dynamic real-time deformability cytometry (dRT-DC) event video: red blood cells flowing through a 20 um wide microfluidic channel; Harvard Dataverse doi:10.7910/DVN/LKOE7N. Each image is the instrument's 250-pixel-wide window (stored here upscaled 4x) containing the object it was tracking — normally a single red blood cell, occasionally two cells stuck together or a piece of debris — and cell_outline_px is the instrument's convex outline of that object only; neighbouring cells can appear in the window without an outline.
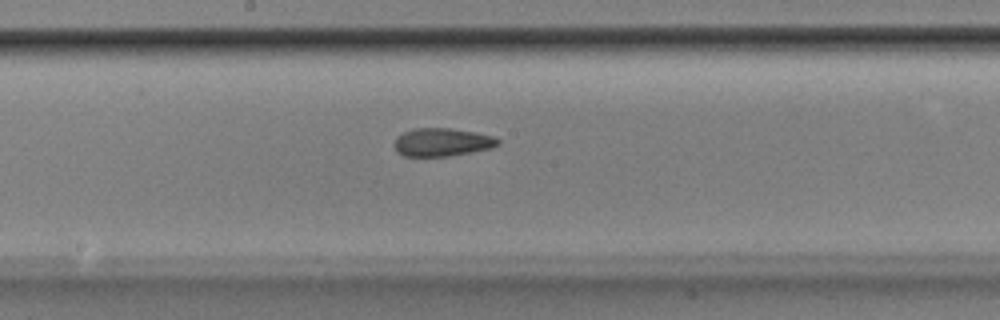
{"species": "Egyptian fruit bat (a non-hibernating species)", "species_latin": "Rousettus aegyptiacus", "temperature_condition": "room temperature", "stored_images_in_passage": 33, "camera_frame_rate_fps": 3000, "um_per_image_px": 0.085, "animal": {"sex": "male"}, "frame": {"image": 1, "passage_image": 28, "time_ms": 9.0, "image_size_px": [1000, 320], "cell_outline_px": [[500, 144], [492, 148], [472, 152], [448, 156], [404, 156], [396, 152], [392, 144], [396, 136], [412, 128], [452, 128], [476, 132], [496, 136], [500, 140]], "centroid_in_image_um": [37.57, 12.08], "position_along_channel_um": 210.6, "area_um2": 17.4}}
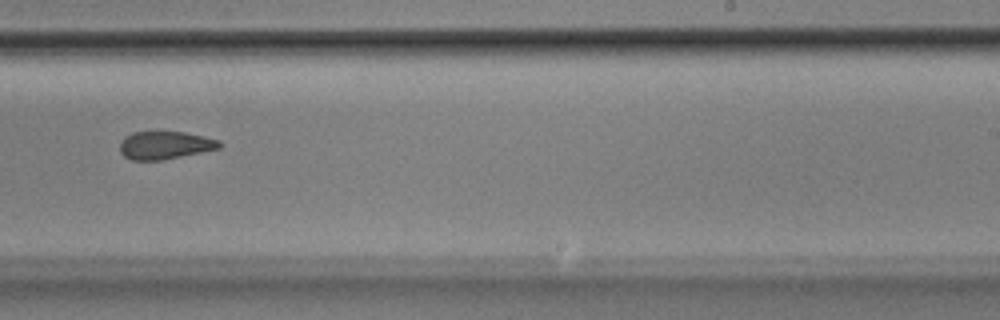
{"frame": {"image": 2, "passage_image": 33, "time_ms": 10.667, "image_size_px": [1000, 320], "cell_outline_px": [[224, 144], [220, 148], [160, 160], [132, 160], [124, 156], [120, 152], [120, 140], [124, 136], [132, 132], [184, 132], [204, 136], [220, 140]], "centroid_in_image_um": [14.01, 12.33], "position_along_channel_um": 275.0, "area_um2": 16.18}}